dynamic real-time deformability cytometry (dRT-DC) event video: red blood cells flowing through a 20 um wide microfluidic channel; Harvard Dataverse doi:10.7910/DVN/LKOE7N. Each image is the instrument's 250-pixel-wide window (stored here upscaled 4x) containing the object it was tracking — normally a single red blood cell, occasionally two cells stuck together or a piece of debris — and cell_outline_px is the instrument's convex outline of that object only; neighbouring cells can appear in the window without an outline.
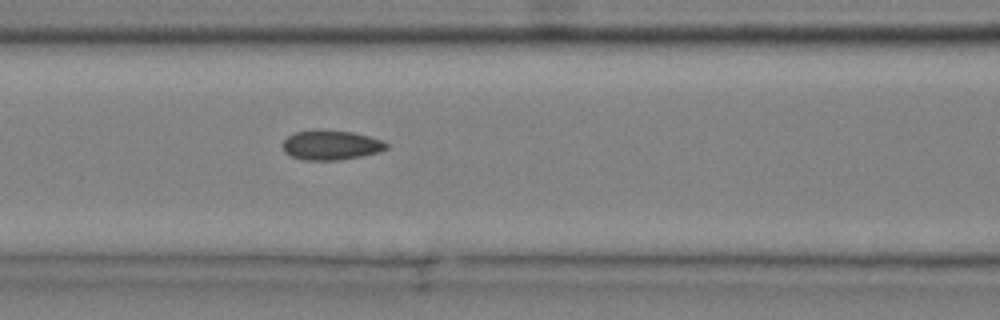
{"species": "common noctule bat (a hibernating species)", "species_latin": "Nyctalus noctula", "temperature_condition": "cold", "stored_images_in_passage": 6, "camera_frame_rate_fps": 3000, "um_per_image_px": 0.085, "animal": {"sex": "male", "body_mass_g": 20.4}, "frame": {"image": 1, "passage_image": 6, "time_ms": 1.667, "image_size_px": [1000, 320], "cell_outline_px": [[388, 148], [380, 152], [340, 160], [304, 160], [292, 156], [284, 152], [284, 140], [288, 136], [296, 132], [312, 128], [320, 128], [352, 132], [384, 140], [388, 144]], "centroid_in_image_um": [28.15, 12.31], "position_along_channel_um": 138.5, "area_um2": 18.21}}